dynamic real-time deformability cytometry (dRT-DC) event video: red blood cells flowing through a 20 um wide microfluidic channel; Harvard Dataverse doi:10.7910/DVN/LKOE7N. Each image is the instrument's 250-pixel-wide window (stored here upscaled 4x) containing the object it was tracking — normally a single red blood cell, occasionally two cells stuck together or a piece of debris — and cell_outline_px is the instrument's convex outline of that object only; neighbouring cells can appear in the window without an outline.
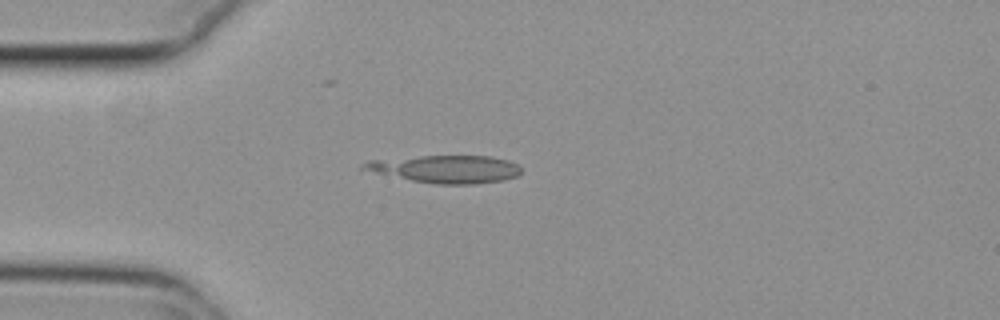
{"species": "common noctule bat (a hibernating species)", "species_latin": "Nyctalus noctula", "temperature_condition": "cold", "stored_images_in_passage": 36, "camera_frame_rate_fps": 3000, "um_per_image_px": 0.085, "animal": {"sex": "female", "body_mass_g": 29.2, "forearm_length_mm": 56.3}, "frame": {"image": 1, "passage_image": 1, "time_ms": 0.0, "image_size_px": [1000, 320], "cell_outline_px": [[520, 172], [516, 176], [504, 180], [472, 184], [436, 184], [412, 180], [376, 172], [360, 168], [360, 164], [368, 160], [420, 156], [492, 156], [508, 160], [516, 164], [520, 168]], "centroid_in_image_um": [37.9, 14.36], "position_along_channel_um": 47.1, "area_um2": 25.09}}